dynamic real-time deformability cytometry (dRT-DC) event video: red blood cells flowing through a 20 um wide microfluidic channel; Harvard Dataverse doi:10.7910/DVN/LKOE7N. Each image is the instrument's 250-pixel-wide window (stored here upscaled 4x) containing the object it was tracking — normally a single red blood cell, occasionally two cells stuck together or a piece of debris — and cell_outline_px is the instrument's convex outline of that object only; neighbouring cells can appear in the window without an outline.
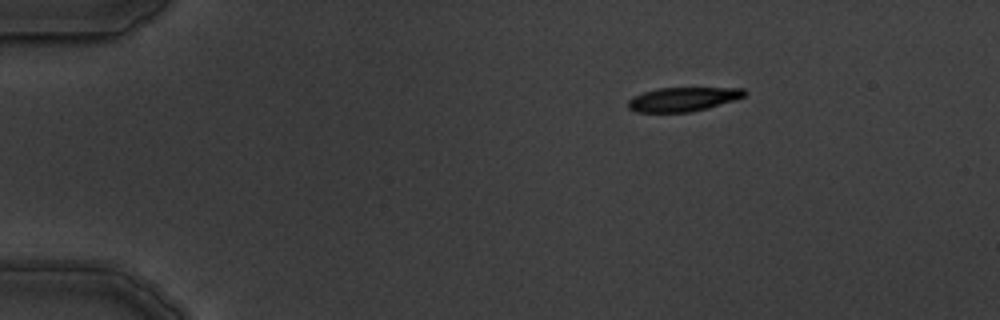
{"species": "common noctule bat (a hibernating species)", "species_latin": "Nyctalus noctula", "temperature_condition": "warm", "stored_images_in_passage": 3, "camera_frame_rate_fps": 3000, "um_per_image_px": 0.085, "animal": {"sex": "male", "body_mass_g": 19.5, "forearm_length_mm": 54.6}, "frame": {"image": 1, "passage_image": 1, "time_ms": 0.0, "image_size_px": [1000, 320], "cell_outline_px": [[748, 92], [744, 96], [708, 108], [692, 112], [636, 112], [628, 108], [628, 100], [644, 92], [656, 88], [744, 88]], "centroid_in_image_um": [58.05, 8.44], "position_along_channel_um": 27.0, "area_um2": 16.18}}